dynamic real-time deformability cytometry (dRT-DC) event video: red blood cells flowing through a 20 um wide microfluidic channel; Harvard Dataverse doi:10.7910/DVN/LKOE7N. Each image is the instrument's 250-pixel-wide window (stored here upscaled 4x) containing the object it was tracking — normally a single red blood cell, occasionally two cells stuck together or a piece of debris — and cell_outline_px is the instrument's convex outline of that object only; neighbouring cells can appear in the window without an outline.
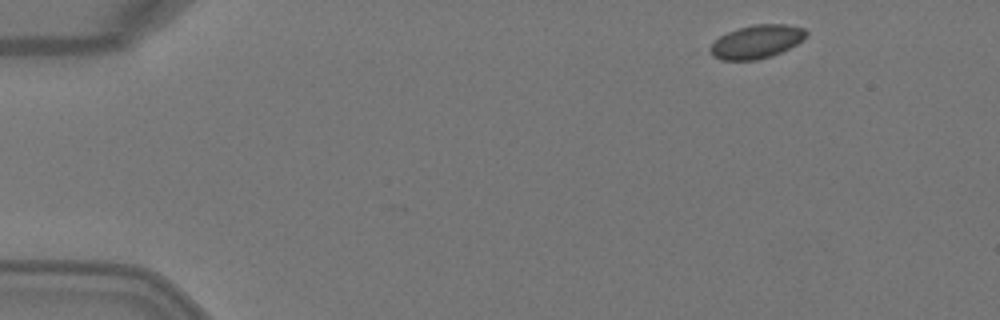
{"species": "Egyptian fruit bat (a non-hibernating species)", "species_latin": "Rousettus aegyptiacus", "temperature_condition": "warm", "stored_images_in_passage": 6, "camera_frame_rate_fps": 3000, "um_per_image_px": 0.085, "animal": {"sex": "female"}, "frame": {"image": 1, "passage_image": 1, "time_ms": 0.0, "image_size_px": [1000, 320], "cell_outline_px": [[808, 32], [804, 40], [772, 56], [756, 60], [720, 60], [712, 56], [708, 48], [720, 36], [728, 32], [740, 28], [756, 24], [784, 24], [804, 28]], "centroid_in_image_um": [64.31, 3.55], "position_along_channel_um": 20.7, "area_um2": 18.61}}
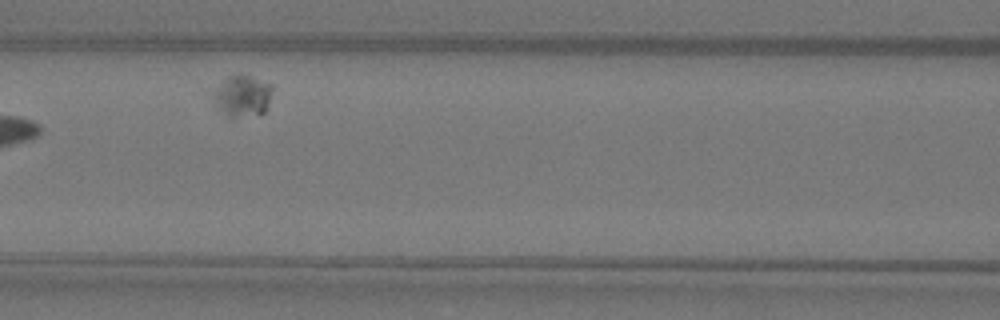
{"frame": {"image": 2, "passage_image": 5, "time_ms": 1.333, "image_size_px": [1000, 320], "cell_outline_px": [[272, 88], [268, 104], [264, 112], [232, 116], [228, 116], [216, 104], [212, 88], [228, 76], [248, 76], [272, 84]], "centroid_in_image_um": [20.59, 8.11], "position_along_channel_um": 146.0, "area_um2": 13.58}}